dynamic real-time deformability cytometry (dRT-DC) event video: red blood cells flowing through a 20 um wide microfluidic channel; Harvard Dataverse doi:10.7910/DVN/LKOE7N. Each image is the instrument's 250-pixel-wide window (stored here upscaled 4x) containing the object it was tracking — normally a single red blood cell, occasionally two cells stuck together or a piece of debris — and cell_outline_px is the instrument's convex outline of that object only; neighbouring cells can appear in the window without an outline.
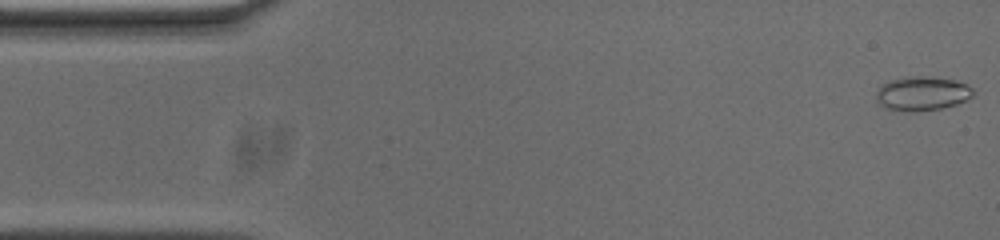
{"species": "common noctule bat (a hibernating species)", "species_latin": "Nyctalus noctula", "temperature_condition": "cold", "stored_images_in_passage": 54, "camera_frame_rate_fps": 3000, "um_per_image_px": 0.085, "animal": {"sex": "male", "body_mass_g": 20.0, "forearm_length_mm": 53.3}, "frame": {"image": 1, "passage_image": 1, "time_ms": 0.0, "image_size_px": [1000, 240], "cell_outline_px": [[972, 96], [956, 104], [944, 108], [912, 112], [904, 112], [884, 108], [876, 104], [876, 92], [880, 84], [892, 80], [916, 76], [928, 76], [956, 80], [972, 88]], "centroid_in_image_um": [78.31, 7.97], "position_along_channel_um": 6.7, "area_um2": 19.42}}
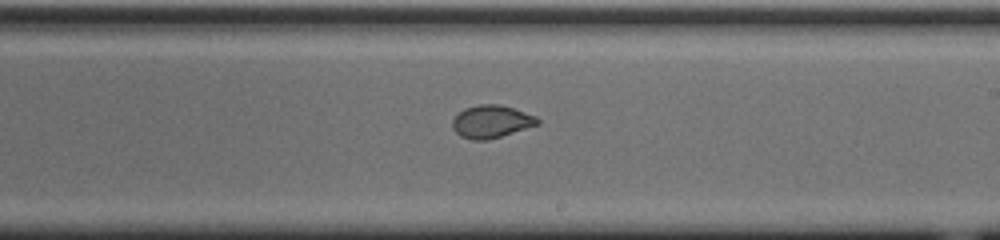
{"frame": {"image": 2, "passage_image": 30, "time_ms": 9.667, "image_size_px": [1000, 240], "cell_outline_px": [[540, 124], [488, 140], [472, 140], [460, 136], [452, 128], [452, 120], [464, 108], [480, 104], [500, 104], [536, 116], [540, 120]], "centroid_in_image_um": [41.76, 10.34], "position_along_channel_um": 247.2, "area_um2": 16.18}}
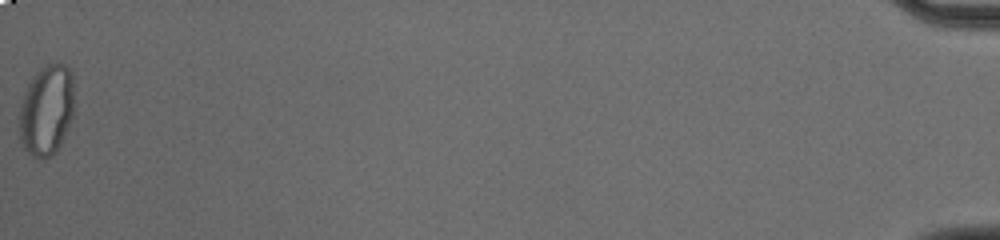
{"frame": {"image": 3, "passage_image": 54, "time_ms": 17.667, "image_size_px": [1000, 240], "cell_outline_px": [[72, 116], [60, 144], [56, 152], [52, 156], [44, 160], [32, 156], [24, 148], [20, 140], [20, 104], [24, 92], [32, 76], [40, 68], [48, 64], [64, 64], [72, 72]], "centroid_in_image_um": [3.93, 9.38], "position_along_channel_um": 431.3, "area_um2": 28.78}, "authors_computed_cell_mechanics": {"area_um2": 17.5134, "velocity_mm_per_s": 3.7048, "shape_relaxation_time_tau1_ms": 7.4673, "shape_relaxation_time_tau2_ms": null, "deformation_change_tau1": 0.1549, "deformation_change_tau2": null}}